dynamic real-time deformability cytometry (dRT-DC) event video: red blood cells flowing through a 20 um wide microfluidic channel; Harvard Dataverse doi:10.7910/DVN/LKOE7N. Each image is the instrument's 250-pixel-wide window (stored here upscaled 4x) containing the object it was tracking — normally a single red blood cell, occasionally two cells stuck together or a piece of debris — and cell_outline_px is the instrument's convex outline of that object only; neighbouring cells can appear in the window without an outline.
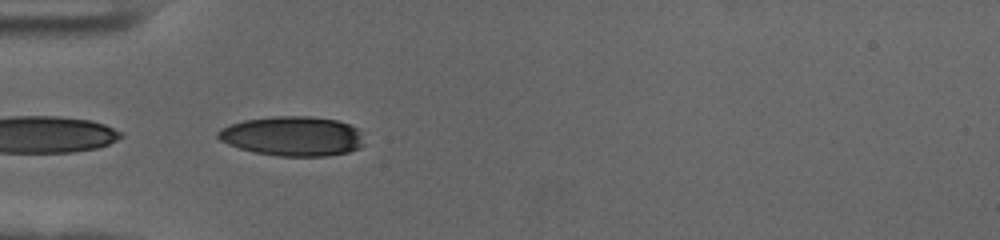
{"species": "human", "species_latin": "Homo sapiens", "temperature_condition": "cold", "stored_images_in_passage": 40, "camera_frame_rate_fps": 3000, "um_per_image_px": 0.085, "donor": {"sex": "female"}, "frame": {"image": 1, "passage_image": 1, "time_ms": 0.0, "image_size_px": [1000, 240], "cell_outline_px": [[364, 144], [360, 148], [348, 152], [328, 156], [276, 156], [256, 152], [240, 148], [228, 144], [220, 140], [216, 136], [216, 132], [220, 128], [244, 120], [272, 116], [308, 116], [336, 120], [360, 128]], "centroid_in_image_um": [24.89, 11.57], "position_along_channel_um": 60.1, "area_um2": 33.93}}
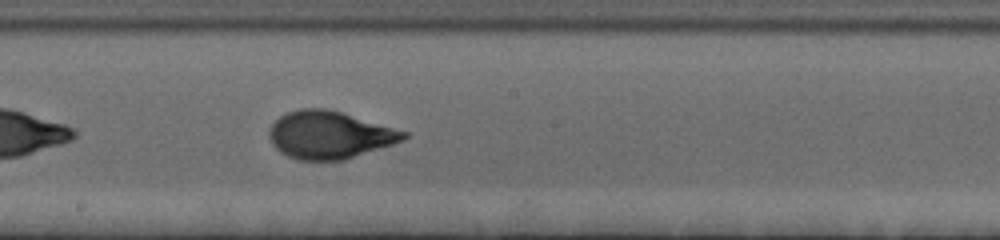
{"frame": {"image": 2, "passage_image": 15, "time_ms": 4.667, "image_size_px": [1000, 240], "cell_outline_px": [[408, 136], [404, 140], [344, 160], [296, 160], [280, 152], [272, 144], [268, 136], [268, 128], [280, 116], [288, 112], [300, 108], [324, 108], [340, 112], [408, 132]], "centroid_in_image_um": [27.97, 11.47], "position_along_channel_um": 220.2, "area_um2": 37.05}}
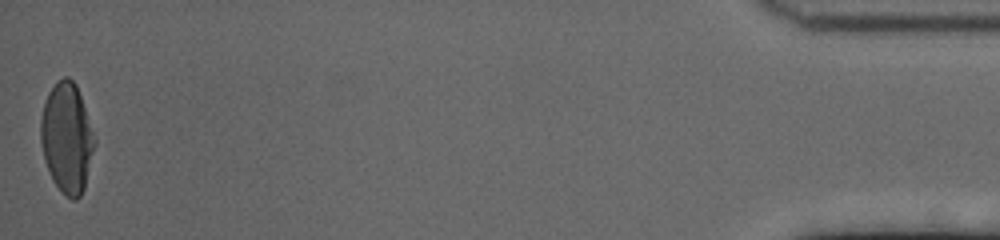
{"frame": {"image": 3, "passage_image": 40, "time_ms": 13.0, "image_size_px": [1000, 240], "cell_outline_px": [[96, 144], [84, 188], [80, 196], [76, 200], [72, 200], [60, 192], [52, 180], [44, 156], [40, 140], [40, 120], [44, 104], [48, 92], [56, 80], [64, 76], [68, 76], [76, 84], [96, 140]], "centroid_in_image_um": [5.68, 11.72], "position_along_channel_um": 429.5, "area_um2": 34.62}, "authors_computed_cell_mechanics": {"area_um2": 35.7204, "velocity_mm_per_s": 3.55, "shape_relaxation_time_tau1_ms": 4.9229, "shape_relaxation_time_tau2_ms": null, "deformation_change_tau1": 0.188, "deformation_change_tau2": null}}